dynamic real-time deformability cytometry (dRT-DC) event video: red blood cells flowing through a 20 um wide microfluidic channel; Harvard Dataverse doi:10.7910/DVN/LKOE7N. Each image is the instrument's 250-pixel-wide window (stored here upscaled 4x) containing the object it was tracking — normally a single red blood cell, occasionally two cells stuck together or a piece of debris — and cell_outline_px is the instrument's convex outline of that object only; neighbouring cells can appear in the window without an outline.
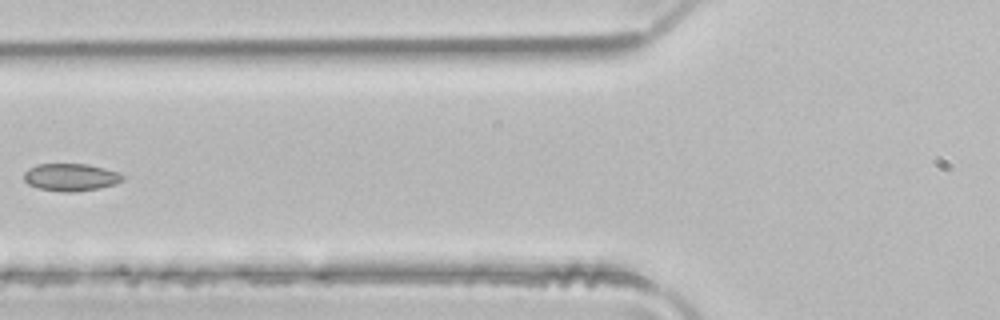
{"species": "common noctule bat (a hibernating species)", "species_latin": "Nyctalus noctula", "temperature_condition": "room temperature", "stored_images_in_passage": 5, "camera_frame_rate_fps": 3000, "um_per_image_px": 0.085, "animal": {"sex": "male", "body_mass_g": 21.5, "forearm_length_mm": 52.0}, "frame": {"image": 1, "passage_image": 5, "time_ms": 1.333, "image_size_px": [1000, 320], "cell_outline_px": [[124, 180], [116, 184], [100, 188], [72, 192], [64, 192], [36, 188], [28, 184], [24, 180], [24, 172], [28, 168], [36, 164], [88, 164], [104, 168], [116, 172], [124, 176]], "centroid_in_image_um": [5.99, 15.06], "position_along_channel_um": 119.8, "area_um2": 15.9}}